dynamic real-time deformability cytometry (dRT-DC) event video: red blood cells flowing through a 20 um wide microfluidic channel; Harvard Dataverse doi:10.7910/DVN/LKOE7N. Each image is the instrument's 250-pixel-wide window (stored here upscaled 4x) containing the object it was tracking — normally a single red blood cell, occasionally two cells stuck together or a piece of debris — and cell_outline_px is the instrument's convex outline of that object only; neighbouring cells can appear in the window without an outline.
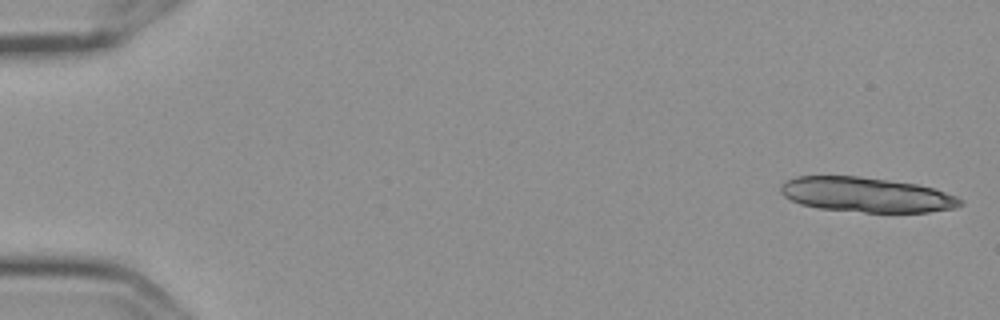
{"species": "Egyptian fruit bat (a non-hibernating species)", "species_latin": "Rousettus aegyptiacus", "temperature_condition": "cold", "stored_images_in_passage": 6, "camera_frame_rate_fps": 3000, "um_per_image_px": 0.085, "frame": {"image": 1, "passage_image": 1, "time_ms": 0.0, "image_size_px": [1000, 320], "cell_outline_px": [[964, 204], [956, 208], [928, 212], [864, 212], [820, 208], [800, 204], [784, 196], [780, 192], [780, 184], [796, 176], [860, 176], [916, 184], [936, 188], [956, 196], [964, 200]], "centroid_in_image_um": [73.68, 16.55], "position_along_channel_um": 11.3, "area_um2": 36.59}}